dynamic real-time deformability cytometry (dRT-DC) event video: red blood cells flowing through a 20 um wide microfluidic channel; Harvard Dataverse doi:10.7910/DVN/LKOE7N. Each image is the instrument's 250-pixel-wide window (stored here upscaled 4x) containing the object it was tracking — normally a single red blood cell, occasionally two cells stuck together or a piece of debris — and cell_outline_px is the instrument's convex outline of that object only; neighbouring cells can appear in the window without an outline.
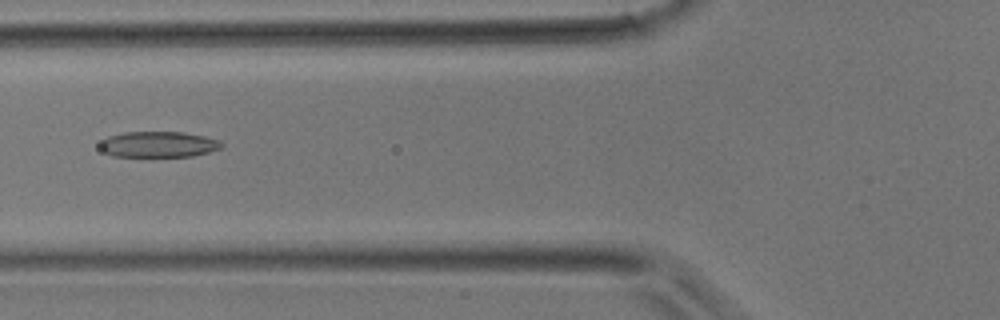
{"species": "common noctule bat (a hibernating species)", "species_latin": "Nyctalus noctula", "temperature_condition": "room temperature", "stored_images_in_passage": 39, "camera_frame_rate_fps": 3000, "um_per_image_px": 0.085, "animal": {"sex": "male", "body_mass_g": 17.9}, "frame": {"image": 1, "passage_image": 15, "time_ms": 4.667, "image_size_px": [1000, 320], "cell_outline_px": [[224, 144], [220, 148], [208, 152], [192, 156], [112, 156], [104, 152], [100, 148], [100, 144], [108, 136], [124, 132], [184, 132], [204, 136], [220, 140]], "centroid_in_image_um": [13.48, 12.27], "position_along_channel_um": 112.3, "area_um2": 18.21}}
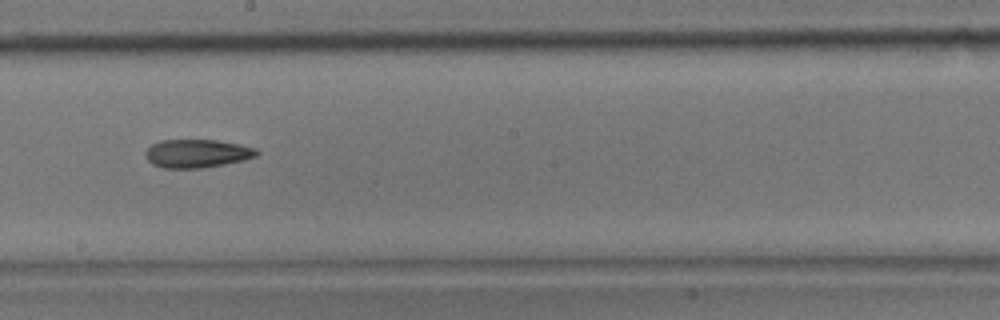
{"frame": {"image": 2, "passage_image": 22, "time_ms": 7.0, "image_size_px": [1000, 320], "cell_outline_px": [[260, 152], [256, 156], [244, 160], [204, 168], [164, 168], [152, 164], [144, 156], [144, 152], [152, 144], [160, 140], [216, 140], [240, 144], [256, 148]], "centroid_in_image_um": [16.74, 13.04], "position_along_channel_um": 231.5, "area_um2": 18.5}}
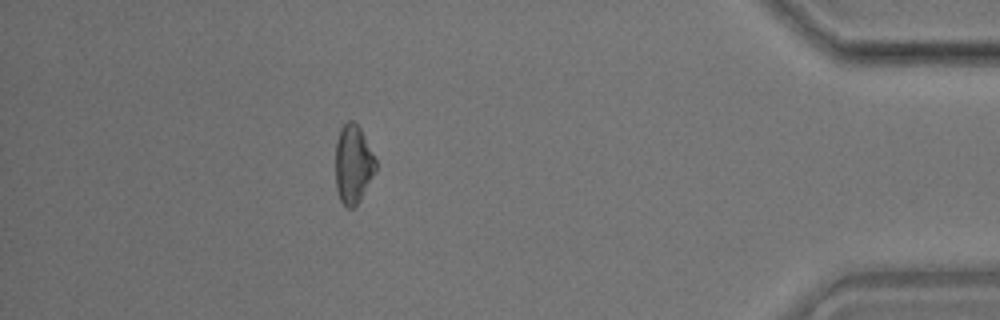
{"frame": {"image": 3, "passage_image": 35, "time_ms": 11.333, "image_size_px": [1000, 320], "cell_outline_px": [[376, 168], [356, 208], [348, 208], [340, 200], [336, 188], [336, 140], [340, 128], [348, 120], [352, 120], [360, 128], [376, 160]], "centroid_in_image_um": [30.0, 13.96], "position_along_channel_um": 405.2, "area_um2": 18.26}}